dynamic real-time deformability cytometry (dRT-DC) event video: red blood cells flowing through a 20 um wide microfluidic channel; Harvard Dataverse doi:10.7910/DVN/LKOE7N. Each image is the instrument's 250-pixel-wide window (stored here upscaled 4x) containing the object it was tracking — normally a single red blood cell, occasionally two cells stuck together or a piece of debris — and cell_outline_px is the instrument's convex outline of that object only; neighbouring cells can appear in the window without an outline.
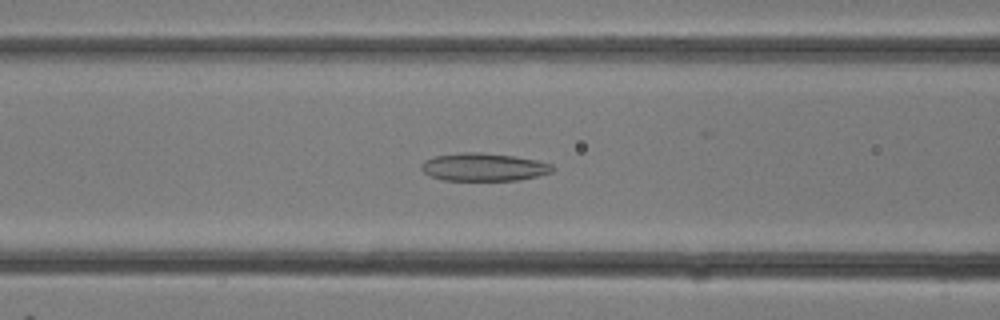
{"species": "common noctule bat (a hibernating species)", "species_latin": "Nyctalus noctula", "temperature_condition": "room temperature", "stored_images_in_passage": 31, "camera_frame_rate_fps": 3000, "um_per_image_px": 0.085, "animal": {"sex": "female"}, "frame": {"image": 1, "passage_image": 13, "time_ms": 4.0, "image_size_px": [1000, 320], "cell_outline_px": [[556, 168], [552, 172], [520, 180], [444, 180], [432, 176], [424, 172], [420, 168], [420, 164], [424, 160], [436, 156], [460, 152], [480, 152], [512, 156], [536, 160], [552, 164]], "centroid_in_image_um": [41.11, 14.2], "position_along_channel_um": 125.5, "area_um2": 21.27}}
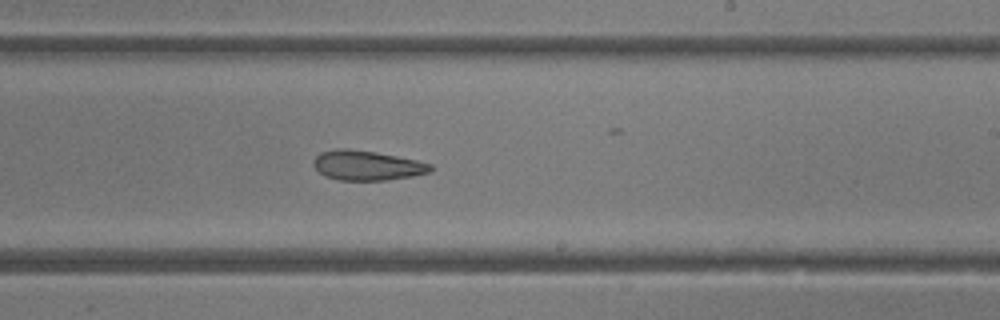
{"frame": {"image": 2, "passage_image": 19, "time_ms": 6.0, "image_size_px": [1000, 320], "cell_outline_px": [[432, 168], [428, 172], [412, 176], [388, 180], [336, 180], [324, 176], [312, 164], [312, 160], [320, 152], [336, 148], [348, 148], [376, 152], [416, 160], [432, 164]], "centroid_in_image_um": [31.14, 14.05], "position_along_channel_um": 257.9, "area_um2": 20.35}}
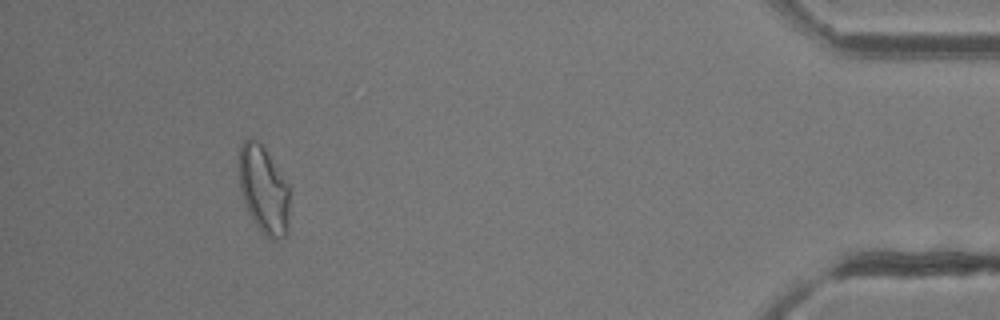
{"frame": {"image": 3, "passage_image": 29, "time_ms": 9.333, "image_size_px": [1000, 320], "cell_outline_px": [[288, 232], [284, 236], [276, 240], [272, 240], [256, 224], [248, 212], [240, 188], [240, 148], [244, 140], [260, 140], [288, 184]], "centroid_in_image_um": [22.43, 16.12], "position_along_channel_um": 412.8, "area_um2": 25.32}}